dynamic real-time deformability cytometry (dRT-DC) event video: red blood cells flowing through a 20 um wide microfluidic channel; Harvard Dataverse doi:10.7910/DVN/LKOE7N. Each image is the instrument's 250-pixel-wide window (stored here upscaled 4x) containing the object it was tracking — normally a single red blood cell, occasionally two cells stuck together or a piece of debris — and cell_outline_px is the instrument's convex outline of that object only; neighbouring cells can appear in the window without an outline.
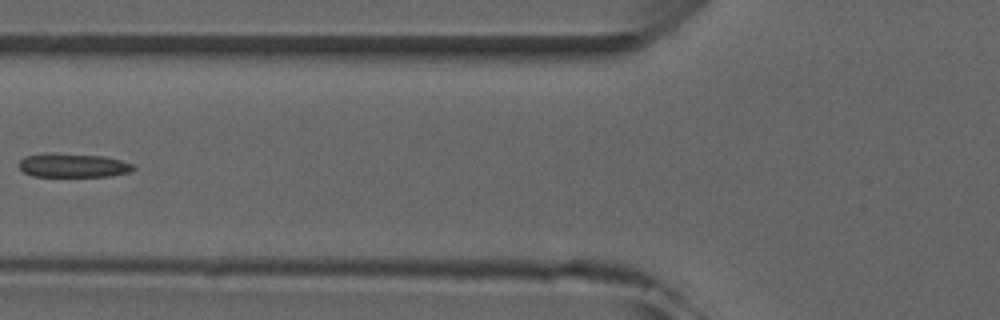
{"species": "common noctule bat (a hibernating species)", "species_latin": "Nyctalus noctula", "temperature_condition": "room temperature", "stored_images_in_passage": 6, "camera_frame_rate_fps": 3000, "um_per_image_px": 0.085, "animal": {"sex": "male", "forearm_length_mm": 52.5}, "frame": {"image": 1, "passage_image": 6, "time_ms": 5.667, "image_size_px": [1000, 320], "cell_outline_px": [[136, 168], [132, 172], [108, 176], [32, 176], [24, 172], [16, 164], [24, 156], [44, 152], [104, 156], [120, 160], [132, 164]], "centroid_in_image_um": [6.17, 14.05], "position_along_channel_um": 119.6, "area_um2": 16.13}}